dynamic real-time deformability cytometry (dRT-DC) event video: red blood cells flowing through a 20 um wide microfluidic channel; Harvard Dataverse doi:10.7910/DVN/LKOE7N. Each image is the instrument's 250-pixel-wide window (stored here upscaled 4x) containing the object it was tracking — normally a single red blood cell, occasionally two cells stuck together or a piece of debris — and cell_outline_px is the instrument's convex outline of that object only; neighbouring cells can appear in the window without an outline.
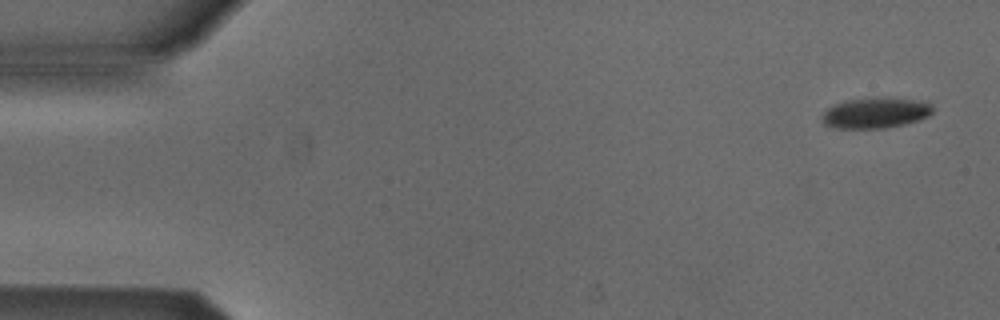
{"species": "Egyptian fruit bat (a non-hibernating species)", "species_latin": "Rousettus aegyptiacus", "temperature_condition": "cold", "stored_images_in_passage": 5, "segment_of_instrument_passage": [1, 2], "camera_frame_rate_fps": 3000, "um_per_image_px": 0.085, "animal": {"sex": "male"}, "frame": {"image": 1, "passage_image": 1, "time_ms": 0.0, "image_size_px": [1000, 320], "cell_outline_px": [[932, 112], [928, 116], [920, 120], [904, 124], [884, 128], [836, 128], [824, 124], [820, 120], [820, 116], [832, 104], [844, 100], [876, 96], [880, 96], [928, 100], [932, 104]], "centroid_in_image_um": [74.43, 9.55], "position_along_channel_um": 10.6, "area_um2": 20.52}}